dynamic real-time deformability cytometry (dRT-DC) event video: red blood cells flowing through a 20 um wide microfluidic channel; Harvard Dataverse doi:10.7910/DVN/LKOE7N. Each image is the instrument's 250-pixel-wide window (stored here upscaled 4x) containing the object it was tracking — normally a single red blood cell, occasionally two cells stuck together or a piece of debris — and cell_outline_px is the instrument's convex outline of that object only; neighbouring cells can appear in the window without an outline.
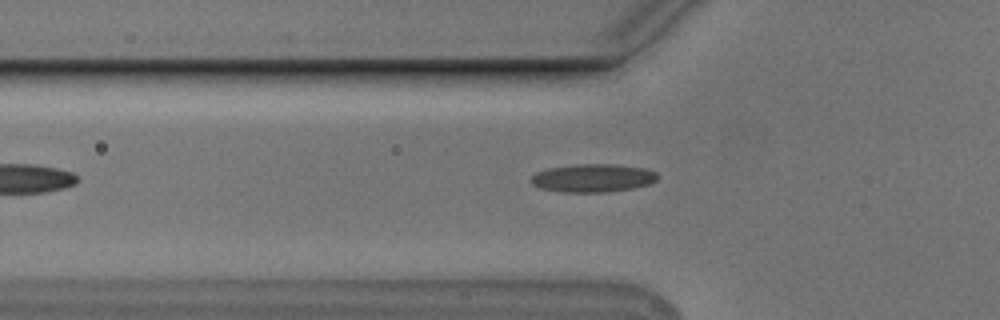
{"species": "Egyptian fruit bat (a non-hibernating species)", "species_latin": "Rousettus aegyptiacus", "temperature_condition": "cold", "stored_images_in_passage": 37, "camera_frame_rate_fps": 3000, "um_per_image_px": 0.085, "animal": {"sex": "male"}, "frame": {"image": 1, "passage_image": 2, "time_ms": 0.333, "image_size_px": [1000, 320], "cell_outline_px": [[656, 180], [652, 184], [636, 188], [608, 192], [560, 192], [540, 188], [532, 184], [532, 176], [536, 172], [548, 168], [572, 164], [612, 164], [644, 168], [656, 172]], "centroid_in_image_um": [50.4, 15.14], "position_along_channel_um": 75.4, "area_um2": 20.92}}
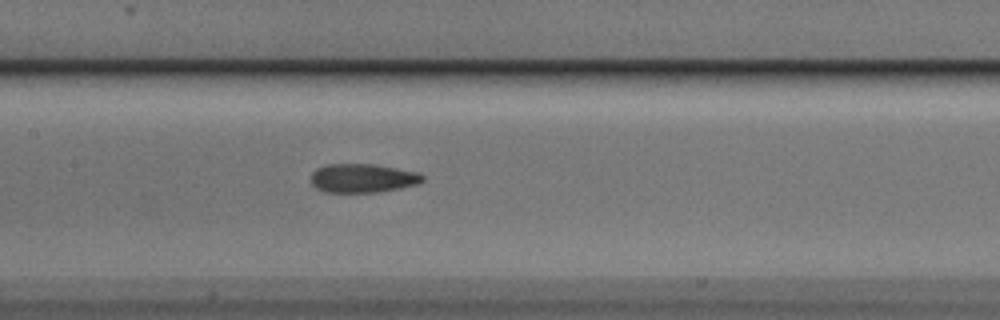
{"frame": {"image": 2, "passage_image": 10, "time_ms": 3.0, "image_size_px": [1000, 320], "cell_outline_px": [[424, 180], [416, 184], [400, 188], [380, 192], [324, 192], [316, 188], [312, 184], [312, 172], [316, 168], [328, 164], [372, 164], [396, 168], [416, 172], [424, 176]], "centroid_in_image_um": [30.81, 15.15], "position_along_channel_um": 176.6, "area_um2": 18.67}}
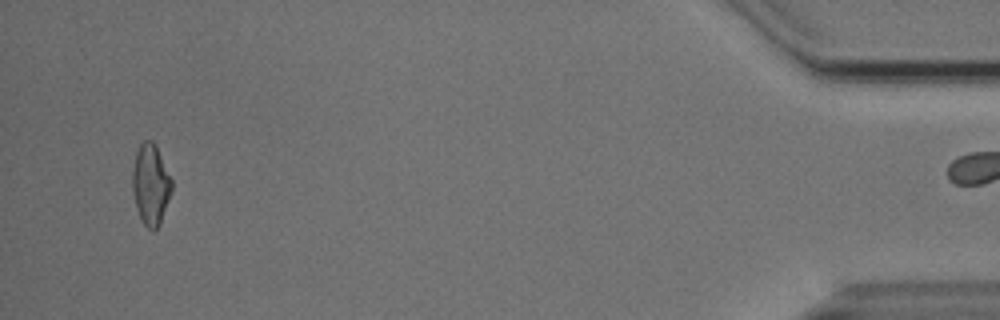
{"frame": {"image": 3, "passage_image": 36, "time_ms": 11.667, "image_size_px": [1000, 320], "cell_outline_px": [[172, 192], [160, 224], [152, 232], [144, 224], [136, 208], [132, 192], [132, 172], [136, 152], [140, 144], [144, 140], [152, 140], [156, 144], [172, 180]], "centroid_in_image_um": [12.81, 15.67], "position_along_channel_um": 422.4, "area_um2": 18.67}}